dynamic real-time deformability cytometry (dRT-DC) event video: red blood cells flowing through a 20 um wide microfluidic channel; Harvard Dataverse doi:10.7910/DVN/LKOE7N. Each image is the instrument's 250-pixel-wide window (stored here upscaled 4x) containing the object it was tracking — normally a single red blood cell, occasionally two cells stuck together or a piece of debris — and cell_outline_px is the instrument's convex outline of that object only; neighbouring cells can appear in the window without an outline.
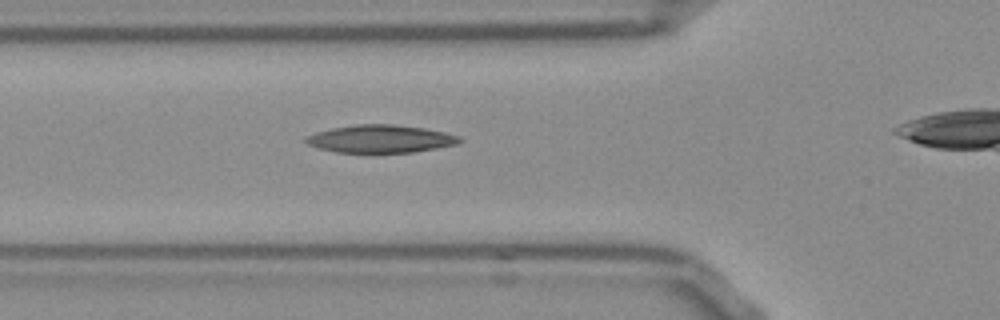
{"species": "Egyptian fruit bat (a non-hibernating species)", "species_latin": "Rousettus aegyptiacus", "temperature_condition": "room temperature", "stored_images_in_passage": 36, "camera_frame_rate_fps": 3000, "um_per_image_px": 0.085, "frame": {"image": 1, "passage_image": 11, "time_ms": 3.333, "image_size_px": [1000, 320], "cell_outline_px": [[464, 140], [456, 144], [436, 148], [412, 152], [336, 152], [316, 148], [300, 140], [304, 136], [316, 132], [332, 128], [356, 124], [392, 124], [424, 128], [444, 132], [460, 136]], "centroid_in_image_um": [32.28, 11.8], "position_along_channel_um": 93.5, "area_um2": 24.97}}